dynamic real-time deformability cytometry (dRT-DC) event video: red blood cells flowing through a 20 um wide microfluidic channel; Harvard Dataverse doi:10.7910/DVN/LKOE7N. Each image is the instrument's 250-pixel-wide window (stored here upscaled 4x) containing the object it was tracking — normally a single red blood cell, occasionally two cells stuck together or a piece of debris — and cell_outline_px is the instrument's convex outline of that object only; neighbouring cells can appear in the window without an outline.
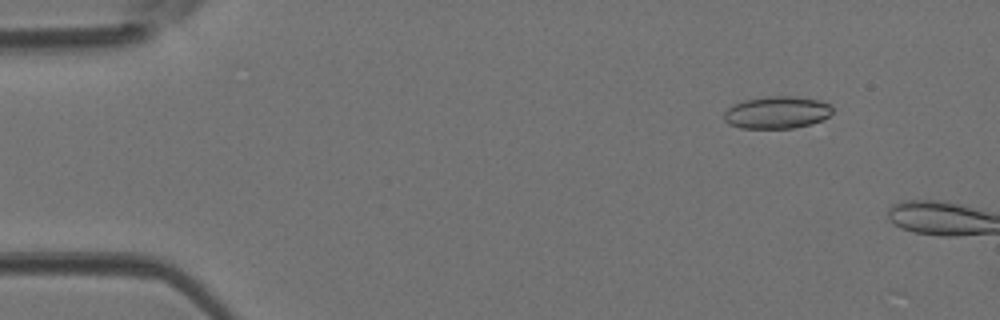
{"species": "Egyptian fruit bat (a non-hibernating species)", "species_latin": "Rousettus aegyptiacus", "temperature_condition": "room temperature", "stored_images_in_passage": 8, "camera_frame_rate_fps": 3000, "um_per_image_px": 0.085, "animal": {"sex": "female"}, "frame": {"image": 1, "passage_image": 2, "time_ms": 0.333, "image_size_px": [1000, 320], "cell_outline_px": [[832, 112], [828, 116], [812, 124], [792, 128], [740, 128], [728, 124], [724, 120], [724, 112], [732, 104], [744, 100], [768, 96], [792, 96], [820, 100], [828, 104], [832, 108]], "centroid_in_image_um": [66.0, 9.56], "position_along_channel_um": 19.0, "area_um2": 20.4}}